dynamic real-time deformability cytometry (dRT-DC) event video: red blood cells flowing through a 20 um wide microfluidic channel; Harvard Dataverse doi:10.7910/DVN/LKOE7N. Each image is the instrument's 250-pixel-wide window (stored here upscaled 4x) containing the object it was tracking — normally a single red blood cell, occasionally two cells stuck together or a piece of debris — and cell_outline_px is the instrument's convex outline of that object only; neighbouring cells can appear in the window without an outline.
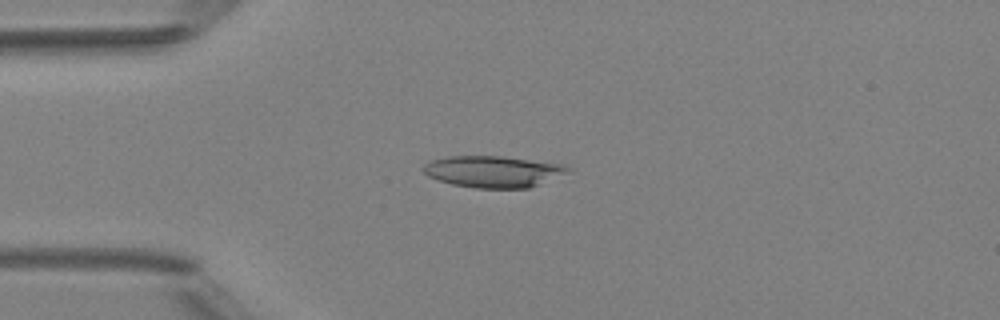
{"species": "Egyptian fruit bat (a non-hibernating species)", "species_latin": "Rousettus aegyptiacus", "temperature_condition": "room temperature", "stored_images_in_passage": 48, "camera_frame_rate_fps": 3000, "um_per_image_px": 0.085, "animal": {"sex": "female"}, "frame": {"image": 1, "passage_image": 12, "time_ms": 3.667, "image_size_px": [1000, 320], "cell_outline_px": [[572, 172], [528, 188], [476, 188], [452, 184], [428, 176], [424, 172], [424, 164], [428, 160], [448, 156], [500, 156], [564, 164], [572, 168]], "centroid_in_image_um": [41.95, 14.57], "position_along_channel_um": 43.0, "area_um2": 26.65}}
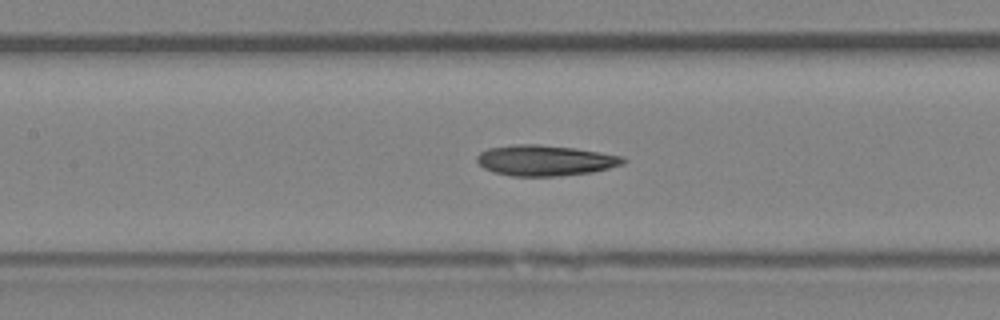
{"frame": {"image": 2, "passage_image": 22, "time_ms": 7.0, "image_size_px": [1000, 320], "cell_outline_px": [[628, 160], [624, 164], [592, 172], [556, 176], [512, 176], [492, 172], [484, 168], [476, 160], [476, 156], [480, 152], [488, 148], [516, 144], [536, 144], [576, 148], [624, 156]], "centroid_in_image_um": [46.34, 13.63], "position_along_channel_um": 161.1, "area_um2": 26.24}}
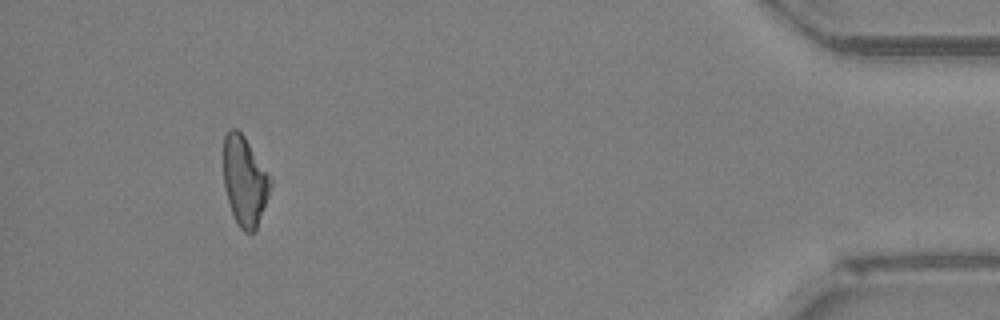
{"frame": {"image": 3, "passage_image": 45, "time_ms": 14.667, "image_size_px": [1000, 320], "cell_outline_px": [[272, 184], [256, 232], [244, 232], [240, 228], [232, 212], [228, 200], [224, 184], [224, 136], [228, 128], [236, 128], [244, 136], [272, 180]], "centroid_in_image_um": [20.8, 15.39], "position_along_channel_um": 414.4, "area_um2": 24.22}, "authors_computed_cell_mechanics": {"area_um2": 25.6921, "velocity_mm_per_s": 4.1896, "shape_relaxation_time_tau1_ms": 6.8587, "shape_relaxation_time_tau2_ms": 8.6996, "deformation_change_tau1": 0.1696, "deformation_change_tau2": 0.2268}}